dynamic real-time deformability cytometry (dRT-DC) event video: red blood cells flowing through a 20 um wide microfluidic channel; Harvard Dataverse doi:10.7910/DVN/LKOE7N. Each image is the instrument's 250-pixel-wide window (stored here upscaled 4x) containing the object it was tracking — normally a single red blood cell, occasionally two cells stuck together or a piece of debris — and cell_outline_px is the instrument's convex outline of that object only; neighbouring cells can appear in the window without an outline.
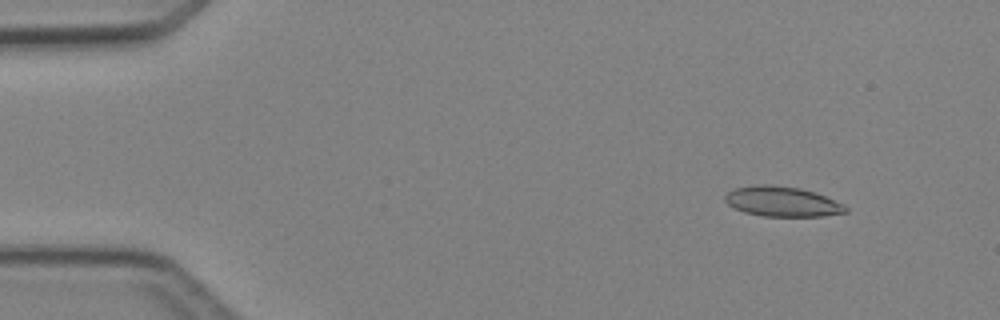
{"species": "Egyptian fruit bat (a non-hibernating species)", "species_latin": "Rousettus aegyptiacus", "temperature_condition": "cold", "stored_images_in_passage": 5, "segment_of_instrument_passage": [2, 2], "camera_frame_rate_fps": 3000, "um_per_image_px": 0.085, "animal": {"sex": "female"}, "frame": {"image": 1, "passage_image": 5, "time_ms": 5.667, "image_size_px": [1000, 320], "cell_outline_px": [[848, 212], [824, 216], [764, 216], [744, 212], [728, 204], [724, 200], [724, 196], [728, 192], [736, 188], [760, 184], [768, 184], [800, 188], [816, 192], [844, 204], [848, 208]], "centroid_in_image_um": [66.52, 17.13], "position_along_channel_um": 18.5, "area_um2": 21.1}}